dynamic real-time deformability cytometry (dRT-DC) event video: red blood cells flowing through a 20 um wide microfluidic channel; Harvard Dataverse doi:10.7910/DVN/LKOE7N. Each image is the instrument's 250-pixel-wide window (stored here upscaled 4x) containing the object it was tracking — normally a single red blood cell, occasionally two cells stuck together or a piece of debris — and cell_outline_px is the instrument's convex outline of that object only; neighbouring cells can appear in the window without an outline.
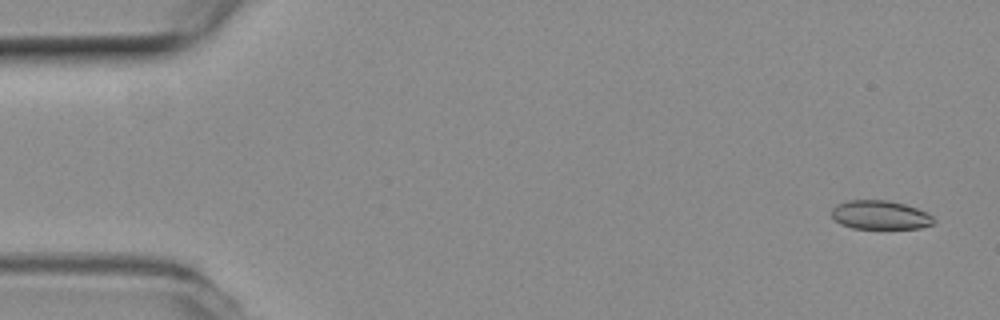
{"species": "common noctule bat (a hibernating species)", "species_latin": "Nyctalus noctula", "temperature_condition": "room temperature", "stored_images_in_passage": 55, "camera_frame_rate_fps": 3000, "um_per_image_px": 0.085, "animal": {"sex": "female", "body_mass_g": 19.3, "forearm_length_mm": 54.1}, "frame": {"image": 1, "passage_image": 3, "time_ms": 0.667, "image_size_px": [1000, 320], "cell_outline_px": [[936, 220], [932, 224], [920, 228], [852, 228], [840, 224], [832, 216], [832, 208], [836, 204], [848, 200], [888, 200], [904, 204], [928, 212]], "centroid_in_image_um": [74.81, 18.26], "position_along_channel_um": 10.2, "area_um2": 17.17}}
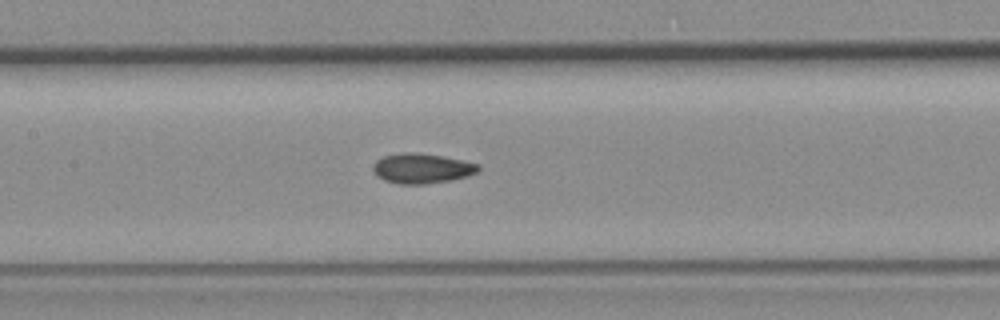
{"frame": {"image": 2, "passage_image": 26, "time_ms": 8.333, "image_size_px": [1000, 320], "cell_outline_px": [[480, 168], [476, 172], [468, 176], [452, 180], [424, 184], [400, 184], [384, 180], [376, 176], [372, 168], [372, 164], [376, 160], [384, 156], [404, 152], [416, 152], [440, 156], [480, 164]], "centroid_in_image_um": [35.83, 14.32], "position_along_channel_um": 171.6, "area_um2": 18.38}}
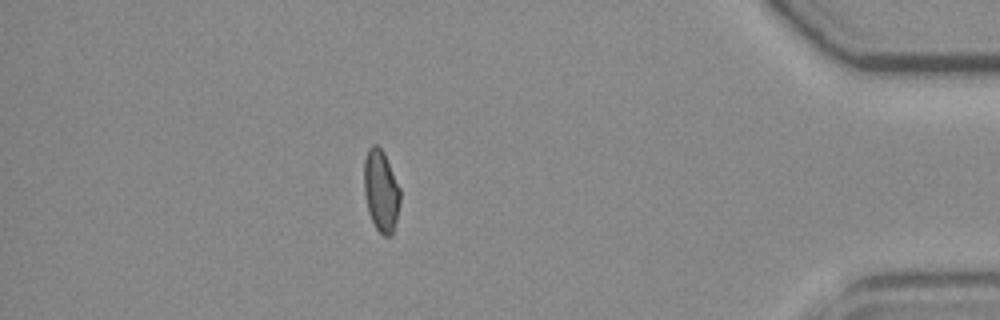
{"frame": {"image": 3, "passage_image": 48, "time_ms": 15.667, "image_size_px": [1000, 320], "cell_outline_px": [[400, 200], [396, 220], [392, 236], [384, 236], [376, 228], [368, 212], [364, 192], [364, 160], [368, 148], [372, 144], [376, 144], [384, 152], [400, 188]], "centroid_in_image_um": [32.38, 16.2], "position_along_channel_um": 402.8, "area_um2": 17.22}, "authors_computed_cell_mechanics": {"area_um2": 17.7446, "velocity_mm_per_s": 3.815, "shape_relaxation_time_tau1_ms": null, "shape_relaxation_time_tau2_ms": 2.7969, "deformation_change_tau1": null, "deformation_change_tau2": 0.0885}}